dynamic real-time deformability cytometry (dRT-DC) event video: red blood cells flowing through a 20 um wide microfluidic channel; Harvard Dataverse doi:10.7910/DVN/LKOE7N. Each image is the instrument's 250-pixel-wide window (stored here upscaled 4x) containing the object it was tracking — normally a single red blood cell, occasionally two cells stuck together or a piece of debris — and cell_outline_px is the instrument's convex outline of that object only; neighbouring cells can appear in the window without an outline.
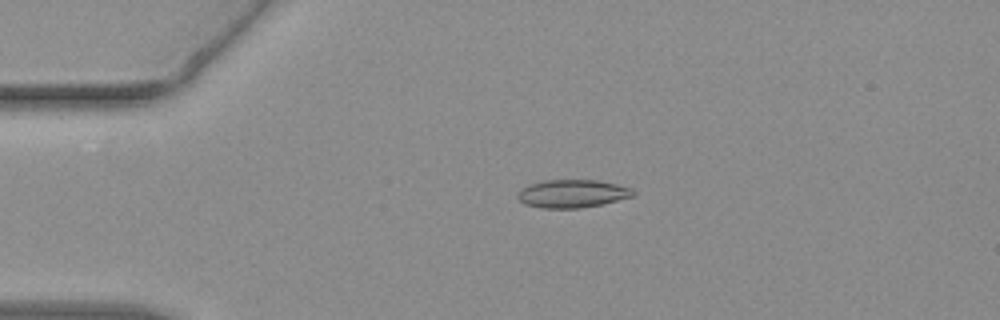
{"species": "common noctule bat (a hibernating species)", "species_latin": "Nyctalus noctula", "temperature_condition": "warm", "stored_images_in_passage": 54, "camera_frame_rate_fps": 3000, "um_per_image_px": 0.085, "animal": {"sex": "female", "body_mass_g": 19.3, "forearm_length_mm": 54.1}, "frame": {"image": 1, "passage_image": 12, "time_ms": 3.667, "image_size_px": [1000, 320], "cell_outline_px": [[636, 192], [632, 196], [600, 204], [580, 208], [540, 208], [524, 204], [516, 196], [520, 188], [528, 184], [544, 180], [596, 180], [616, 184], [632, 188]], "centroid_in_image_um": [48.59, 16.45], "position_along_channel_um": 36.4, "area_um2": 18.84}}
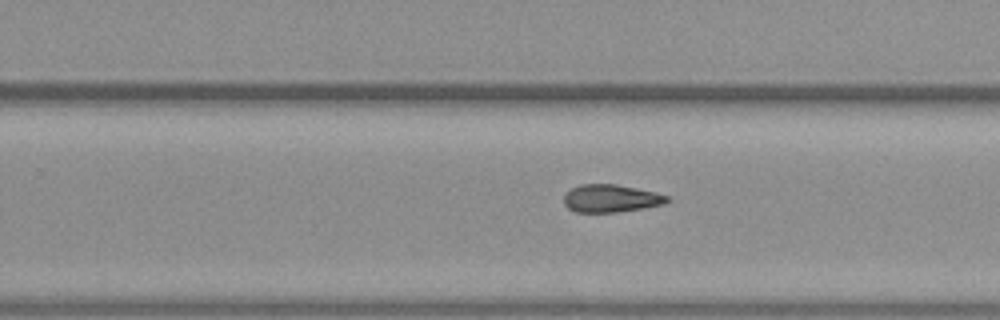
{"frame": {"image": 2, "passage_image": 34, "time_ms": 11.0, "image_size_px": [1000, 320], "cell_outline_px": [[668, 200], [664, 204], [644, 208], [616, 212], [576, 212], [568, 208], [564, 204], [564, 196], [572, 188], [580, 184], [616, 184], [656, 192], [668, 196]], "centroid_in_image_um": [51.92, 16.86], "position_along_channel_um": 277.9, "area_um2": 16.59}}
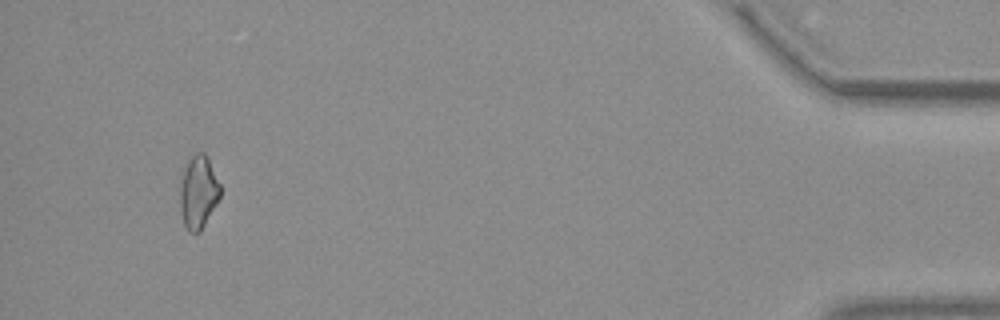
{"frame": {"image": 3, "passage_image": 51, "time_ms": 16.667, "image_size_px": [1000, 320], "cell_outline_px": [[220, 196], [216, 204], [200, 232], [188, 232], [184, 224], [180, 208], [180, 184], [184, 168], [188, 160], [196, 152], [204, 152], [208, 156], [220, 184]], "centroid_in_image_um": [16.86, 16.3], "position_along_channel_um": 418.3, "area_um2": 17.11}}